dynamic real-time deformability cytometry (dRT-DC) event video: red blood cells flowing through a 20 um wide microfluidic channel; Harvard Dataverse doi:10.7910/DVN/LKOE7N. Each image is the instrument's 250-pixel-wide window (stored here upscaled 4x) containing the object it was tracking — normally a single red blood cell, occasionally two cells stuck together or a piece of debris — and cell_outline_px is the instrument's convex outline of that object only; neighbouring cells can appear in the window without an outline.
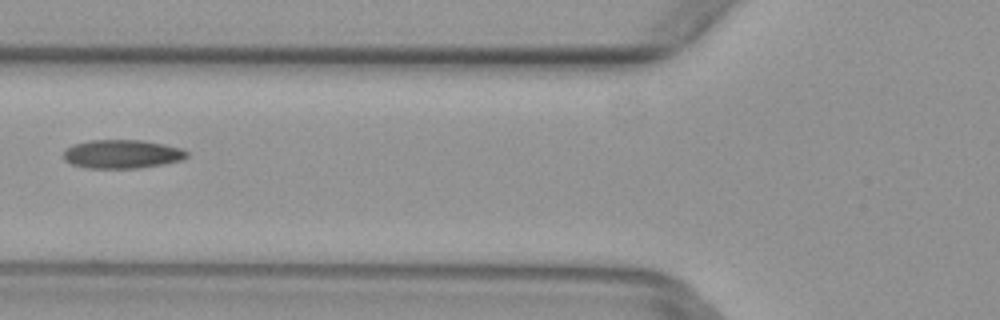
{"species": "common noctule bat (a hibernating species)", "species_latin": "Nyctalus noctula", "temperature_condition": "warm", "stored_images_in_passage": 4, "camera_frame_rate_fps": 3000, "um_per_image_px": 0.085, "animal": {"sex": "female", "body_mass_g": 29.2, "forearm_length_mm": 56.3}, "frame": {"image": 1, "passage_image": 4, "time_ms": 1.0, "image_size_px": [1000, 320], "cell_outline_px": [[188, 156], [184, 160], [164, 164], [140, 168], [84, 168], [72, 164], [64, 160], [64, 152], [72, 144], [88, 140], [144, 140], [184, 148], [188, 152]], "centroid_in_image_um": [10.42, 13.09], "position_along_channel_um": 115.4, "area_um2": 20.92}}